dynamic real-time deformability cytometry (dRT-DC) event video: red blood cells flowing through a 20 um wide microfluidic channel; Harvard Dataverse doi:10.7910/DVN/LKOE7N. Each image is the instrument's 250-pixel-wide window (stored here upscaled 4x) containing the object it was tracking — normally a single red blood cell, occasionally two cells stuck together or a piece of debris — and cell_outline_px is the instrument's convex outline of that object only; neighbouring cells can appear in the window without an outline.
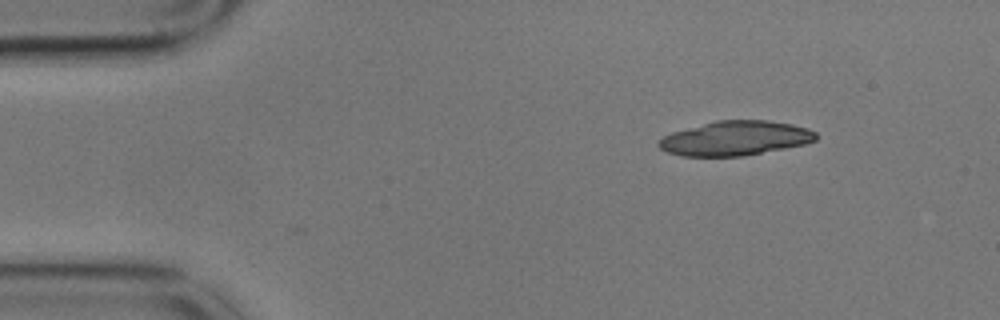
{"species": "common noctule bat (a hibernating species)", "species_latin": "Nyctalus noctula", "temperature_condition": "cold", "stored_images_in_passage": 3, "camera_frame_rate_fps": 3000, "um_per_image_px": 0.085, "animal": {"sex": "male", "body_mass_g": 17.9}, "frame": {"image": 1, "passage_image": 3, "time_ms": 0.667, "image_size_px": [1000, 320], "cell_outline_px": [[816, 140], [804, 144], [784, 148], [740, 156], [680, 156], [668, 152], [660, 148], [656, 144], [656, 140], [672, 132], [716, 120], [768, 120], [792, 124], [808, 128], [816, 132]], "centroid_in_image_um": [62.46, 11.74], "position_along_channel_um": 22.5, "area_um2": 31.5}}